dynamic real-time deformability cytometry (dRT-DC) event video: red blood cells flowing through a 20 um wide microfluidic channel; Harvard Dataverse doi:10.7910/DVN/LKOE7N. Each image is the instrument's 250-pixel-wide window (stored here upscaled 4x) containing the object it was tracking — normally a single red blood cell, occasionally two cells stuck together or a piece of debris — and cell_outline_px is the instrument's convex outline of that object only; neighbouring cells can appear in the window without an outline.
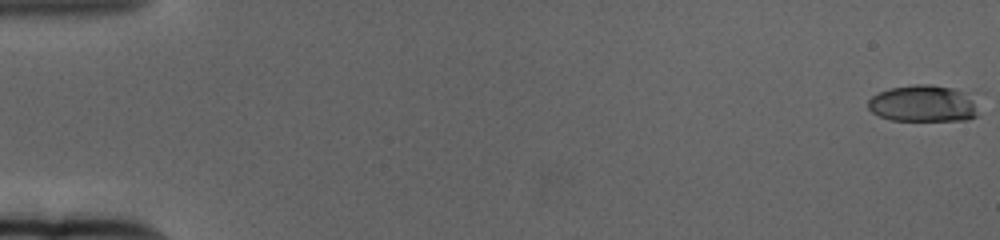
{"species": "human", "species_latin": "Homo sapiens", "temperature_condition": "cold", "stored_images_in_passage": 62, "camera_frame_rate_fps": 3000, "um_per_image_px": 0.085, "donor": {"sex": "female"}, "frame": {"image": 1, "passage_image": 1, "time_ms": 0.0, "image_size_px": [1000, 240], "cell_outline_px": [[976, 116], [968, 120], [892, 120], [880, 116], [872, 112], [868, 108], [868, 100], [872, 96], [888, 88], [912, 84], [932, 84], [952, 88], [960, 92], [972, 100], [976, 112]], "centroid_in_image_um": [78.38, 8.8], "position_along_channel_um": 6.6, "area_um2": 23.18}}
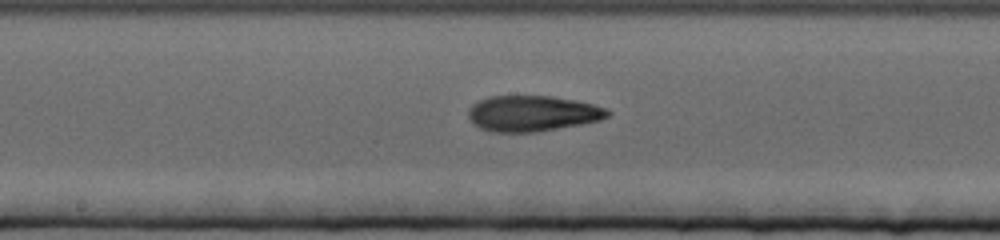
{"frame": {"image": 2, "passage_image": 34, "time_ms": 11.0, "image_size_px": [1000, 240], "cell_outline_px": [[612, 112], [608, 116], [600, 120], [580, 124], [536, 132], [488, 132], [480, 128], [468, 116], [468, 112], [472, 104], [488, 96], [552, 96], [592, 104], [608, 108]], "centroid_in_image_um": [45.26, 9.64], "position_along_channel_um": 202.9, "area_um2": 28.9}}
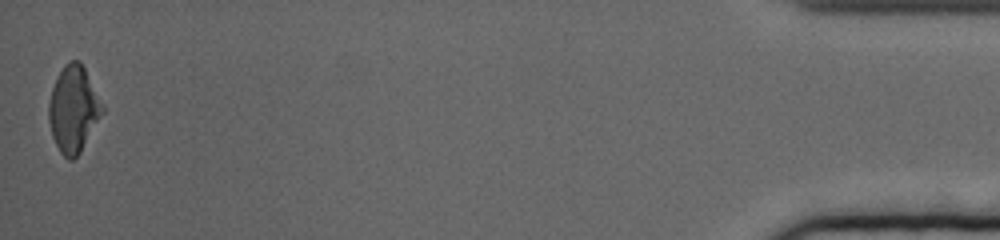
{"frame": {"image": 3, "passage_image": 62, "time_ms": 20.333, "image_size_px": [1000, 240], "cell_outline_px": [[104, 112], [80, 152], [72, 160], [68, 160], [60, 152], [52, 136], [48, 120], [48, 104], [52, 88], [56, 76], [64, 64], [68, 60], [80, 60], [104, 104]], "centroid_in_image_um": [6.24, 9.24], "position_along_channel_um": 429.0, "area_um2": 27.17}, "authors_computed_cell_mechanics": {"area_um2": 27.3105, "velocity_mm_per_s": 3.3448, "shape_relaxation_time_tau1_ms": 4.5627, "shape_relaxation_time_tau2_ms": 3.0749, "deformation_change_tau1": 0.1833, "deformation_change_tau2": 0.1164}}